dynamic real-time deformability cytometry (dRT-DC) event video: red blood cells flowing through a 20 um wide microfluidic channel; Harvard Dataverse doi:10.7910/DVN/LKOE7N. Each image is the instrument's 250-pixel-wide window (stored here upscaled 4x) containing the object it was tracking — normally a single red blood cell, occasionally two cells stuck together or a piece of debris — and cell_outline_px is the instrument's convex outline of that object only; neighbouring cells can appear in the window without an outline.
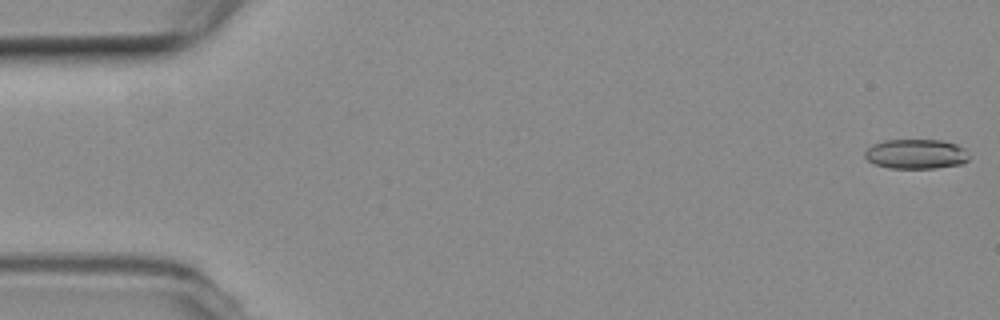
{"species": "common noctule bat (a hibernating species)", "species_latin": "Nyctalus noctula", "temperature_condition": "room temperature", "stored_images_in_passage": 55, "camera_frame_rate_fps": 3000, "um_per_image_px": 0.085, "animal": {"sex": "female", "body_mass_g": 19.3, "forearm_length_mm": 54.1}, "frame": {"image": 1, "passage_image": 1, "time_ms": 0.0, "image_size_px": [1000, 320], "cell_outline_px": [[972, 156], [964, 164], [936, 168], [888, 168], [876, 164], [868, 160], [864, 156], [864, 152], [872, 144], [884, 140], [940, 140], [956, 144], [964, 148]], "centroid_in_image_um": [77.9, 13.09], "position_along_channel_um": 7.1, "area_um2": 18.26}}
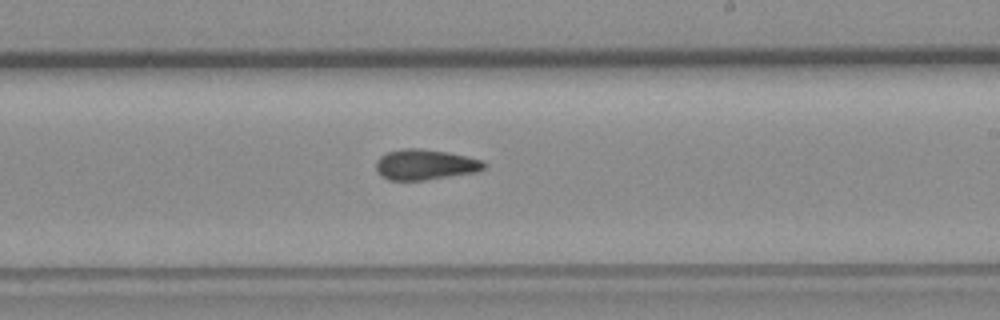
{"frame": {"image": 2, "passage_image": 32, "time_ms": 10.333, "image_size_px": [1000, 320], "cell_outline_px": [[484, 168], [476, 172], [424, 180], [388, 180], [380, 176], [376, 172], [376, 160], [384, 152], [404, 148], [420, 148], [448, 152], [480, 160], [484, 164]], "centroid_in_image_um": [36.04, 13.99], "position_along_channel_um": 253.0, "area_um2": 19.19}}
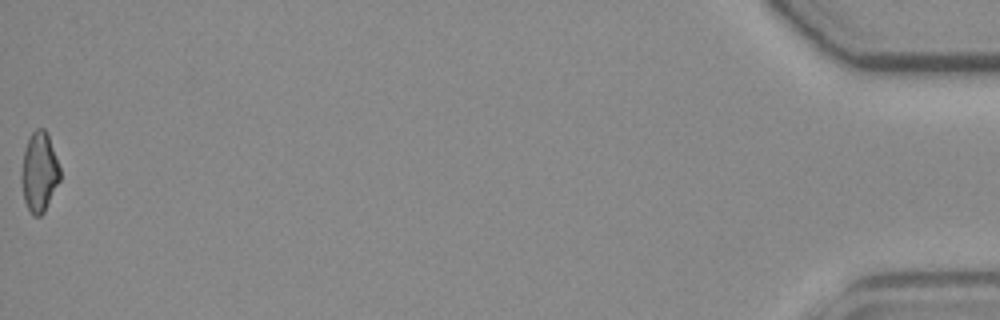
{"frame": {"image": 3, "passage_image": 55, "time_ms": 18.0, "image_size_px": [1000, 320], "cell_outline_px": [[60, 180], [44, 212], [40, 216], [32, 216], [24, 200], [20, 180], [20, 172], [24, 148], [32, 132], [36, 128], [44, 128], [48, 132], [60, 168]], "centroid_in_image_um": [3.32, 14.61], "position_along_channel_um": 431.9, "area_um2": 18.21}, "authors_computed_cell_mechanics": {"area_um2": 18.785, "velocity_mm_per_s": 3.756, "shape_relaxation_time_tau1_ms": null, "shape_relaxation_time_tau2_ms": 4.229, "deformation_change_tau1": null, "deformation_change_tau2": 0.1157}}